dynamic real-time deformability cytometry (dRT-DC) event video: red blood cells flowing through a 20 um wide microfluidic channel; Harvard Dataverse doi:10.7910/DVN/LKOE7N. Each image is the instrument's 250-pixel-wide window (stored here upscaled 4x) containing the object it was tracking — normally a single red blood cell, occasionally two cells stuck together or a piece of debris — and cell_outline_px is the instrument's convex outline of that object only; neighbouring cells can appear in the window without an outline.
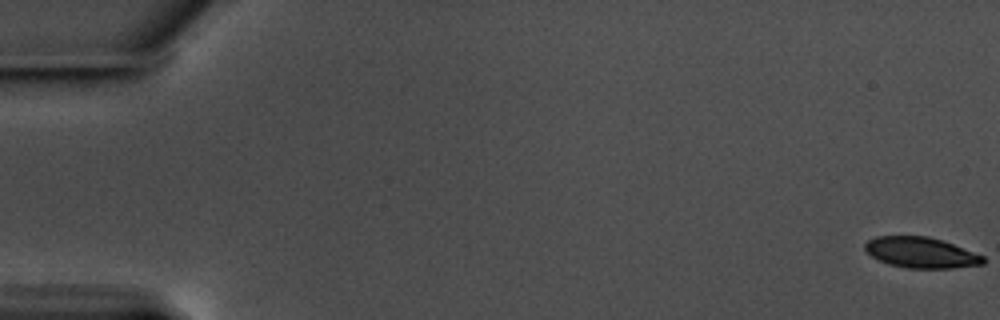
{"species": "common noctule bat (a hibernating species)", "species_latin": "Nyctalus noctula", "temperature_condition": "warm", "stored_images_in_passage": 60, "camera_frame_rate_fps": 3000, "um_per_image_px": 0.085, "animal": {"sex": "male", "body_mass_g": 17.5, "forearm_length_mm": 52.3}, "frame": {"image": 1, "passage_image": 1, "time_ms": 0.0, "image_size_px": [1000, 320], "cell_outline_px": [[984, 264], [952, 268], [908, 268], [888, 264], [872, 256], [864, 248], [864, 244], [868, 240], [876, 236], [928, 236], [952, 244], [984, 256]], "centroid_in_image_um": [78.26, 21.47], "position_along_channel_um": 6.7, "area_um2": 20.92}}
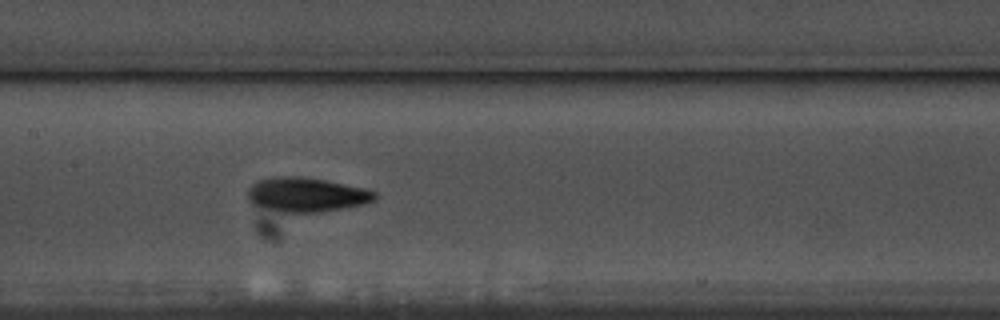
{"frame": {"image": 2, "passage_image": 30, "time_ms": 9.667, "image_size_px": [1000, 320], "cell_outline_px": [[376, 200], [364, 204], [324, 212], [280, 212], [252, 204], [248, 200], [248, 188], [256, 180], [280, 176], [304, 176], [328, 180], [368, 188], [376, 192]], "centroid_in_image_um": [26.08, 16.53], "position_along_channel_um": 181.3, "area_um2": 25.89}}
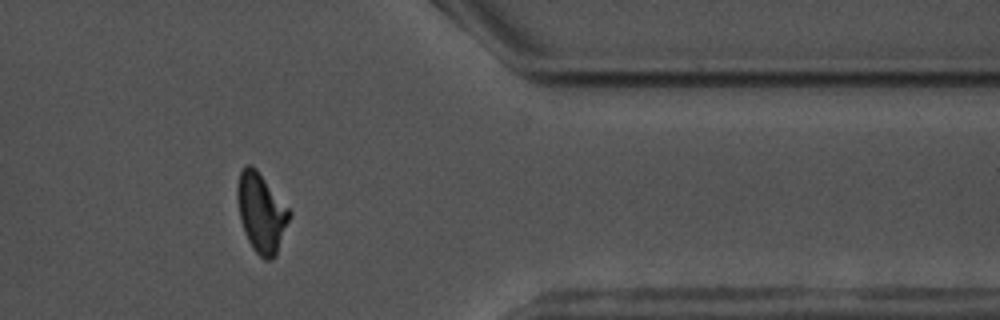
{"frame": {"image": 3, "passage_image": 49, "time_ms": 16.0, "image_size_px": [1000, 320], "cell_outline_px": [[292, 212], [276, 256], [272, 260], [264, 260], [252, 248], [244, 232], [240, 220], [236, 196], [236, 188], [240, 172], [248, 164], [252, 164], [256, 168]], "centroid_in_image_um": [22.2, 18.09], "position_along_channel_um": 389.2, "area_um2": 24.1}, "authors_computed_cell_mechanics": {"area_um2": 23.5246, "velocity_mm_per_s": 3.5484, "shape_relaxation_time_tau1_ms": 4.2844, "shape_relaxation_time_tau2_ms": 3.6417, "deformation_change_tau1": 0.1579, "deformation_change_tau2": 0.1087}}